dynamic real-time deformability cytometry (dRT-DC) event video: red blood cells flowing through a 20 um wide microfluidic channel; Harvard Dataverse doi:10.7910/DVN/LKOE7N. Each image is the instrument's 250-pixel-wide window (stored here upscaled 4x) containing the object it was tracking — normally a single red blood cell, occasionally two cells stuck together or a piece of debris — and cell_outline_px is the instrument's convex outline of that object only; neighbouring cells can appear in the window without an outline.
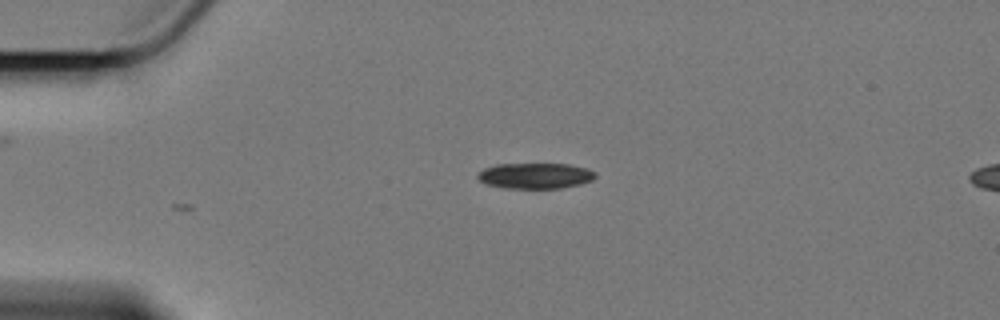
{"species": "Egyptian fruit bat (a non-hibernating species)", "species_latin": "Rousettus aegyptiacus", "temperature_condition": "cold", "stored_images_in_passage": 4, "camera_frame_rate_fps": 3000, "um_per_image_px": 0.085, "animal": {"sex": "female"}, "frame": {"image": 1, "passage_image": 1, "time_ms": 0.0, "image_size_px": [1000, 320], "cell_outline_px": [[596, 176], [592, 180], [580, 184], [560, 188], [504, 188], [484, 184], [476, 176], [484, 168], [496, 164], [568, 164], [588, 168], [596, 172]], "centroid_in_image_um": [45.5, 14.94], "position_along_channel_um": 39.5, "area_um2": 17.69}}